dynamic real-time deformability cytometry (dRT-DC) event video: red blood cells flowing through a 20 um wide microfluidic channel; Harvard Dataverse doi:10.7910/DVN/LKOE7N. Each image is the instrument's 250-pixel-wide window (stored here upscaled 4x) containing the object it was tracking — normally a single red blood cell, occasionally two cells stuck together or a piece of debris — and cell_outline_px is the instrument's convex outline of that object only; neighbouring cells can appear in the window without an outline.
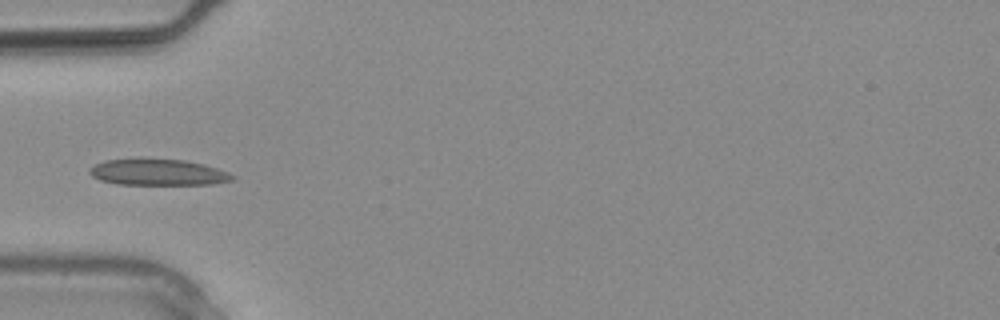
{"species": "common noctule bat (a hibernating species)", "species_latin": "Nyctalus noctula", "temperature_condition": "warm", "stored_images_in_passage": 2, "camera_frame_rate_fps": 3000, "um_per_image_px": 0.085, "animal": {"sex": "male", "body_mass_g": 20.4}, "frame": {"image": 1, "passage_image": 2, "time_ms": 0.333, "image_size_px": [1000, 320], "cell_outline_px": [[236, 176], [232, 180], [212, 184], [116, 184], [100, 180], [92, 176], [88, 172], [88, 168], [104, 160], [140, 156], [144, 156], [184, 160], [204, 164], [228, 172]], "centroid_in_image_um": [13.36, 14.6], "position_along_channel_um": 71.6, "area_um2": 22.6}}